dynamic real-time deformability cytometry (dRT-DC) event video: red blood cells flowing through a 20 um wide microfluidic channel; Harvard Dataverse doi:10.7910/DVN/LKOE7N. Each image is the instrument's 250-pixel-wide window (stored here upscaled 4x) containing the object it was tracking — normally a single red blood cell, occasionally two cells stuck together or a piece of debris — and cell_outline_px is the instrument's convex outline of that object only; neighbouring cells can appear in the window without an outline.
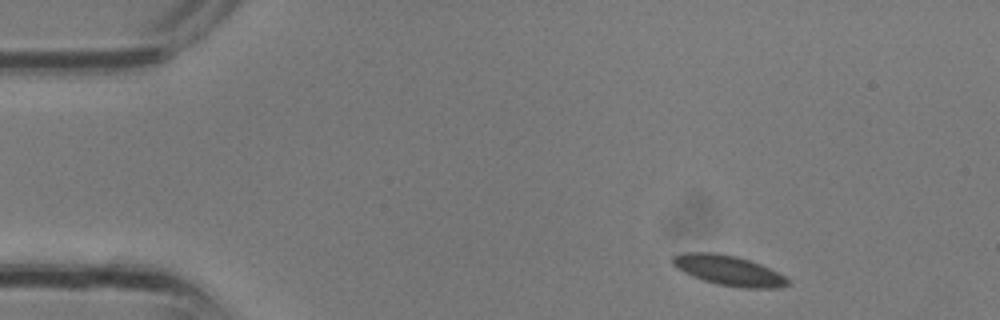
{"species": "common noctule bat (a hibernating species)", "species_latin": "Nyctalus noctula", "temperature_condition": "room temperature", "stored_images_in_passage": 2, "camera_frame_rate_fps": 3000, "um_per_image_px": 0.085, "animal": {"sex": "male", "body_mass_g": 13.3}, "frame": {"image": 1, "passage_image": 1, "time_ms": 0.0, "image_size_px": [1000, 320], "cell_outline_px": [[792, 284], [780, 288], [740, 288], [716, 284], [692, 276], [676, 268], [672, 264], [672, 256], [684, 252], [716, 252], [736, 256], [760, 264], [792, 280]], "centroid_in_image_um": [61.94, 23.0], "position_along_channel_um": 23.1, "area_um2": 20.35}}